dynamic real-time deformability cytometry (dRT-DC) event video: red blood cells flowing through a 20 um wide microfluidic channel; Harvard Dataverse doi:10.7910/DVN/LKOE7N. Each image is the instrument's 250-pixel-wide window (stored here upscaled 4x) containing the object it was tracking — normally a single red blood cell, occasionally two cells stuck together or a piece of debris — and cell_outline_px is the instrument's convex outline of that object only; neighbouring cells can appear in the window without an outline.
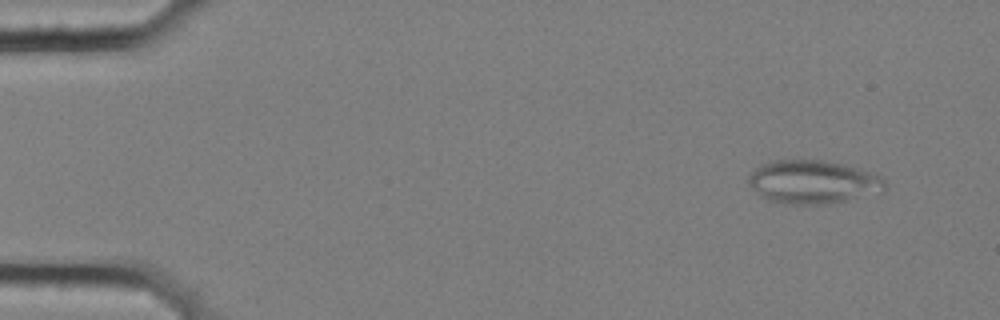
{"species": "common noctule bat (a hibernating species)", "species_latin": "Nyctalus noctula", "temperature_condition": "cold", "stored_images_in_passage": 5, "camera_frame_rate_fps": 3000, "um_per_image_px": 0.085, "animal": {"sex": "female", "body_mass_g": 25.1}, "frame": {"image": 1, "passage_image": 2, "time_ms": 0.333, "image_size_px": [1000, 320], "cell_outline_px": [[884, 188], [880, 192], [828, 204], [788, 204], [768, 200], [760, 196], [748, 184], [748, 176], [760, 164], [772, 160], [824, 160], [860, 168], [872, 172], [880, 176], [884, 180]], "centroid_in_image_um": [69.06, 15.46], "position_along_channel_um": 15.9, "area_um2": 34.45}}